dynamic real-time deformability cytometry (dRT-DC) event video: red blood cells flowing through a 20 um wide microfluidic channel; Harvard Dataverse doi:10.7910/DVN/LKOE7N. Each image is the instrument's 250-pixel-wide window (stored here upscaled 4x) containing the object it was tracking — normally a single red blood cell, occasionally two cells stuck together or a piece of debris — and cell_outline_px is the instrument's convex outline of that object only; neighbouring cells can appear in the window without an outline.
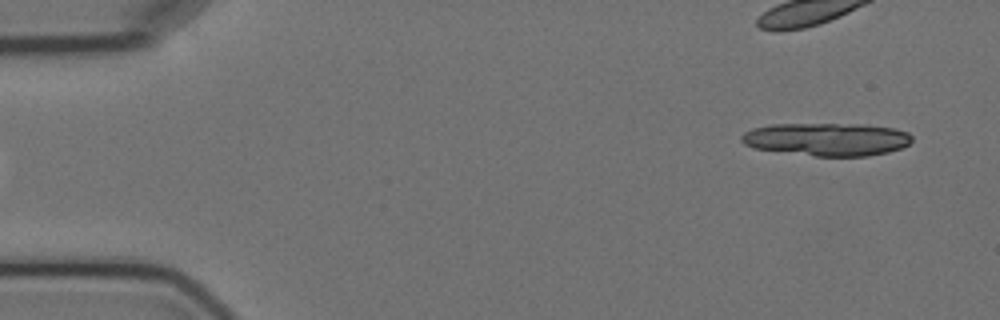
{"species": "Egyptian fruit bat (a non-hibernating species)", "species_latin": "Rousettus aegyptiacus", "temperature_condition": "cold", "stored_images_in_passage": 2, "camera_frame_rate_fps": 3000, "um_per_image_px": 0.085, "animal": {"sex": "female"}, "frame": {"image": 1, "passage_image": 2, "time_ms": 1.0, "image_size_px": [1000, 320], "cell_outline_px": [[912, 140], [908, 144], [900, 148], [888, 152], [868, 156], [816, 156], [756, 148], [744, 144], [740, 140], [740, 136], [744, 132], [752, 128], [772, 124], [864, 124], [896, 128], [908, 132], [912, 136]], "centroid_in_image_um": [70.3, 11.83], "position_along_channel_um": 14.7, "area_um2": 32.77}}